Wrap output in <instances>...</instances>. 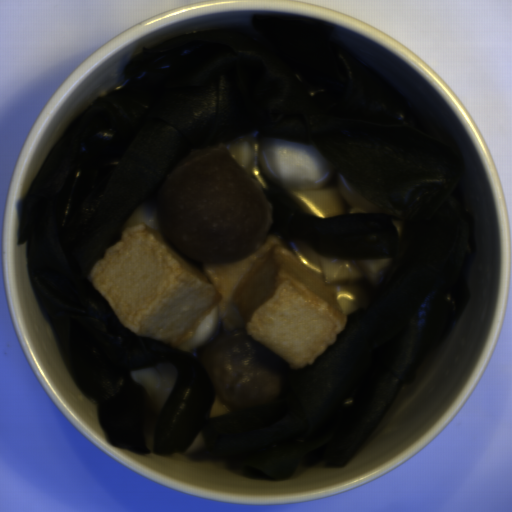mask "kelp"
Instances as JSON below:
<instances>
[{
	"instance_id": "obj_1",
	"label": "kelp",
	"mask_w": 512,
	"mask_h": 512,
	"mask_svg": "<svg viewBox=\"0 0 512 512\" xmlns=\"http://www.w3.org/2000/svg\"><path fill=\"white\" fill-rule=\"evenodd\" d=\"M315 146L383 212L311 217L260 167L265 238L336 258L393 257L368 309L348 314L313 364L273 363L278 399L222 404L198 356L122 326L89 281L142 203L190 153L241 137ZM464 154L441 119L363 63L329 23L257 14L246 25L160 39L89 102L18 203L17 246L59 356L95 400L109 444L134 454L218 460L252 477L346 467L414 382L470 301L475 216ZM169 363L176 384L155 414L130 371Z\"/></svg>"
}]
</instances>
